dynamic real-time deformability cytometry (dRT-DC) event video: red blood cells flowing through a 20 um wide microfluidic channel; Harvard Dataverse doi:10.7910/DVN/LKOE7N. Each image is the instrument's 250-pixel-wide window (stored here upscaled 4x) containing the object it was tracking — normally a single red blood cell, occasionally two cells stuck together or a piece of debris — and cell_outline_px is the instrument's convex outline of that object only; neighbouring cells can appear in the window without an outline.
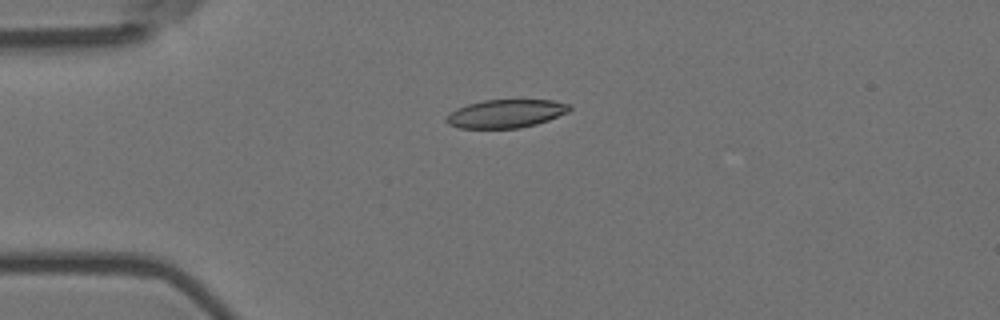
{"species": "Egyptian fruit bat (a non-hibernating species)", "species_latin": "Rousettus aegyptiacus", "temperature_condition": "room temperature", "stored_images_in_passage": 9, "camera_frame_rate_fps": 3000, "um_per_image_px": 0.085, "animal": {"sex": "female"}, "frame": {"image": 1, "passage_image": 4, "time_ms": 1.0, "image_size_px": [1000, 320], "cell_outline_px": [[572, 108], [568, 112], [548, 120], [536, 124], [520, 128], [460, 128], [448, 124], [444, 120], [456, 108], [468, 104], [484, 100], [552, 100], [568, 104]], "centroid_in_image_um": [43.0, 9.66], "position_along_channel_um": 42.0, "area_um2": 20.17}}
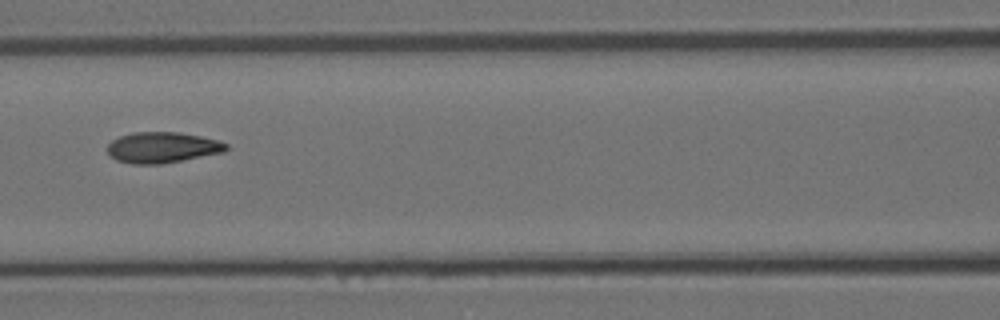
{"frame": {"image": 2, "passage_image": 7, "time_ms": 2.0, "image_size_px": [1000, 320], "cell_outline_px": [[228, 148], [224, 152], [184, 160], [160, 164], [132, 164], [116, 160], [108, 152], [108, 144], [112, 140], [120, 136], [132, 132], [176, 132], [200, 136], [216, 140], [228, 144]], "centroid_in_image_um": [13.79, 12.54], "position_along_channel_um": 152.8, "area_um2": 21.27}}
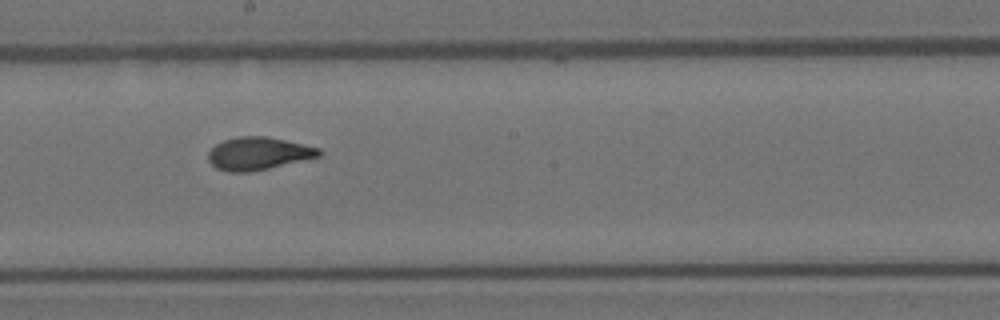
{"frame": {"image": 3, "passage_image": 9, "time_ms": 2.667, "image_size_px": [1000, 320], "cell_outline_px": [[324, 152], [320, 156], [268, 168], [248, 172], [228, 172], [216, 168], [208, 160], [208, 152], [216, 144], [224, 140], [236, 136], [264, 136], [284, 140], [320, 148]], "centroid_in_image_um": [21.94, 13.04], "position_along_channel_um": 226.3, "area_um2": 20.98}}